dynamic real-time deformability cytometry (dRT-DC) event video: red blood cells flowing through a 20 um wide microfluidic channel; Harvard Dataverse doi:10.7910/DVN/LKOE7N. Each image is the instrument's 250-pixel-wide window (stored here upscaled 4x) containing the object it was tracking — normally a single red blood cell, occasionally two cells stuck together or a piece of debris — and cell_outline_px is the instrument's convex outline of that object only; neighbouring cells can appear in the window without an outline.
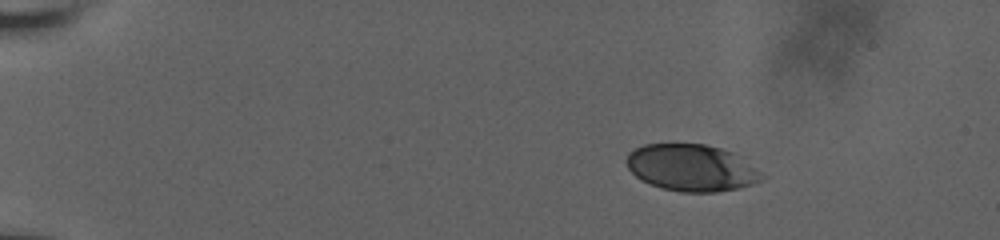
{"species": "human", "species_latin": "Homo sapiens", "temperature_condition": "room temperature", "stored_images_in_passage": 50, "camera_frame_rate_fps": 3000, "um_per_image_px": 0.085, "donor": {"sex": "male"}, "frame": {"image": 1, "passage_image": 1, "time_ms": 0.0, "image_size_px": [1000, 240], "cell_outline_px": [[768, 176], [752, 184], [736, 188], [716, 192], [680, 192], [660, 188], [640, 180], [628, 168], [628, 152], [644, 144], [704, 144], [720, 148], [732, 152]], "centroid_in_image_um": [58.78, 14.27], "position_along_channel_um": 26.2, "area_um2": 36.76}}
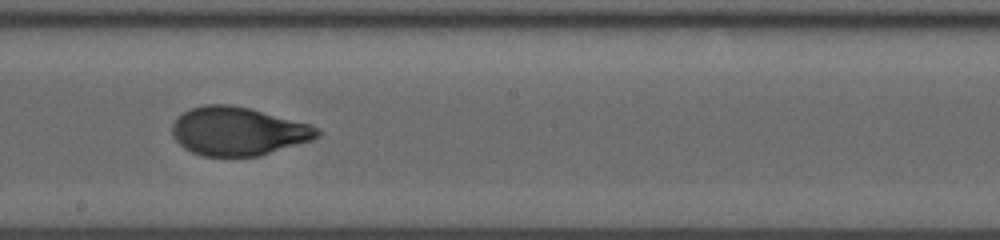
{"frame": {"image": 2, "passage_image": 27, "time_ms": 8.667, "image_size_px": [1000, 240], "cell_outline_px": [[320, 136], [312, 140], [260, 156], [200, 156], [184, 148], [172, 136], [172, 124], [176, 116], [188, 108], [204, 104], [232, 104], [252, 108], [308, 124], [320, 128]], "centroid_in_image_um": [20.2, 11.14], "position_along_channel_um": 228.0, "area_um2": 41.44}}
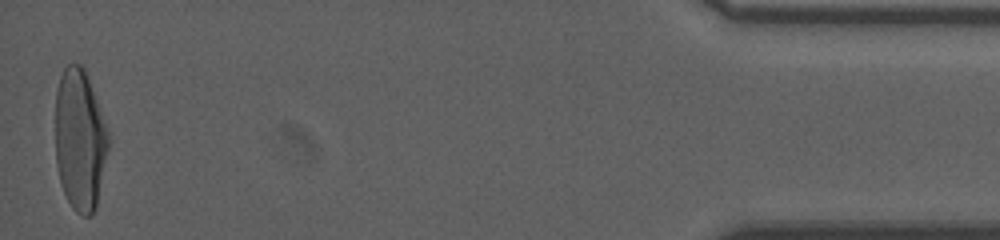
{"frame": {"image": 3, "passage_image": 50, "time_ms": 16.333, "image_size_px": [1000, 240], "cell_outline_px": [[108, 148], [96, 208], [88, 216], [80, 216], [72, 208], [60, 184], [56, 164], [56, 88], [60, 76], [64, 68], [68, 64], [80, 64], [84, 68], [108, 132]], "centroid_in_image_um": [6.77, 11.91], "position_along_channel_um": 428.4, "area_um2": 43.29}, "authors_computed_cell_mechanics": {"area_um2": 41.038, "velocity_mm_per_s": 3.6507, "shape_relaxation_time_tau1_ms": 5.5853, "shape_relaxation_time_tau2_ms": 0.7657, "deformation_change_tau1": 0.2212, "deformation_change_tau2": 0.0589}}